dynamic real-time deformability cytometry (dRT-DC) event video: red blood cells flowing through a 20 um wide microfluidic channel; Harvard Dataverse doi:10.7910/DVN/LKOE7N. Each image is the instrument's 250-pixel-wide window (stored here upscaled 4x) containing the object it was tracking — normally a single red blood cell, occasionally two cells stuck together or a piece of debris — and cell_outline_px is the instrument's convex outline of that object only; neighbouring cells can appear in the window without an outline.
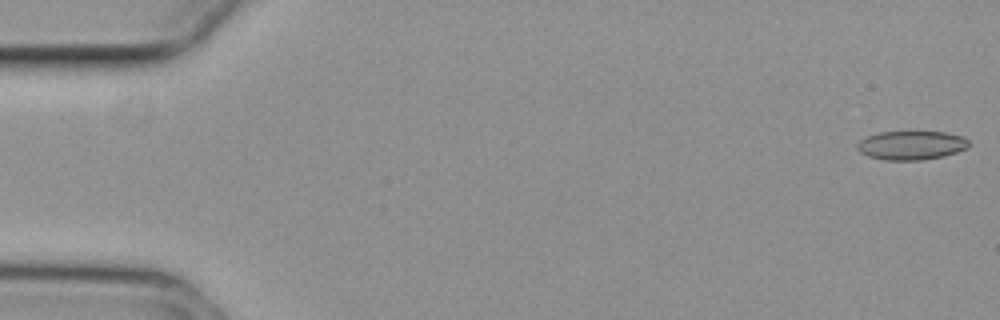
{"species": "common noctule bat (a hibernating species)", "species_latin": "Nyctalus noctula", "temperature_condition": "cold", "stored_images_in_passage": 56, "camera_frame_rate_fps": 3000, "um_per_image_px": 0.085, "animal": {"sex": "female", "body_mass_g": 29.2, "forearm_length_mm": 56.3}, "frame": {"image": 1, "passage_image": 1, "time_ms": 0.0, "image_size_px": [1000, 320], "cell_outline_px": [[968, 148], [944, 156], [920, 160], [884, 160], [868, 156], [860, 152], [856, 148], [856, 144], [860, 140], [868, 136], [880, 132], [944, 132], [964, 136], [968, 140]], "centroid_in_image_um": [77.46, 12.35], "position_along_channel_um": 7.5, "area_um2": 18.79}}
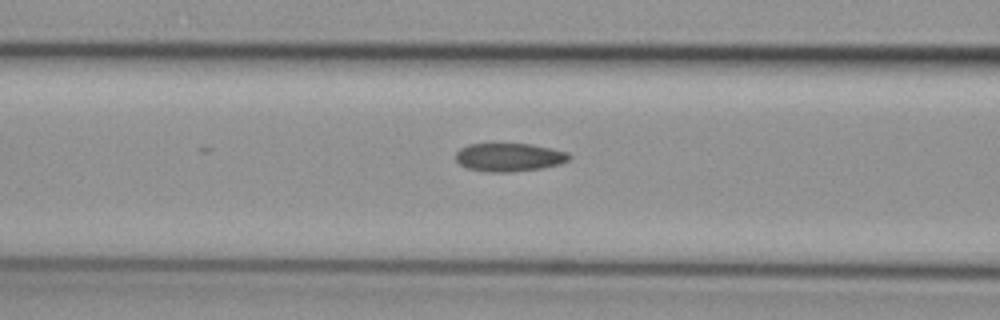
{"frame": {"image": 2, "passage_image": 22, "time_ms": 7.0, "image_size_px": [1000, 320], "cell_outline_px": [[572, 156], [568, 160], [560, 164], [540, 168], [508, 172], [492, 172], [464, 168], [456, 160], [456, 152], [460, 148], [468, 144], [492, 140], [532, 144], [552, 148], [568, 152]], "centroid_in_image_um": [43.23, 13.3], "position_along_channel_um": 123.4, "area_um2": 19.65}}
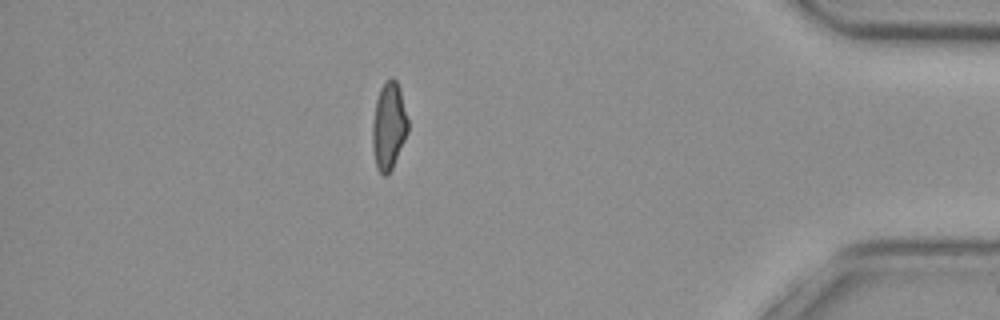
{"frame": {"image": 3, "passage_image": 48, "time_ms": 15.667, "image_size_px": [1000, 320], "cell_outline_px": [[408, 132], [392, 168], [388, 176], [384, 176], [376, 168], [372, 148], [372, 124], [376, 100], [380, 88], [392, 76], [396, 80], [400, 88], [408, 120]], "centroid_in_image_um": [33.04, 10.73], "position_along_channel_um": 402.2, "area_um2": 18.15}, "authors_computed_cell_mechanics": {"area_um2": 19.0162, "velocity_mm_per_s": 3.7421, "shape_relaxation_time_tau1_ms": null, "shape_relaxation_time_tau2_ms": 4.0367, "deformation_change_tau1": null, "deformation_change_tau2": 0.1048}}